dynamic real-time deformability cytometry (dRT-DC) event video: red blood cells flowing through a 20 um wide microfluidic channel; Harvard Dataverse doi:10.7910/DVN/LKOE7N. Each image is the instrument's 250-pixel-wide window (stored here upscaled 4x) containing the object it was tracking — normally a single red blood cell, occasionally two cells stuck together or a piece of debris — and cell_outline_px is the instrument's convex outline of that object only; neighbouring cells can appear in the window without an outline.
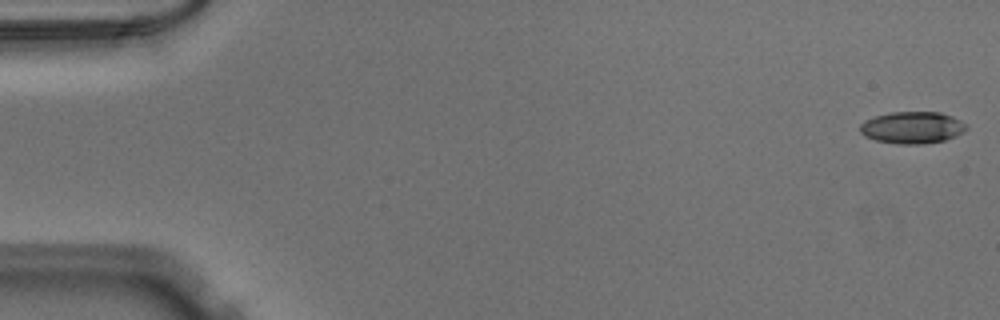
{"species": "Egyptian fruit bat (a non-hibernating species)", "species_latin": "Rousettus aegyptiacus", "temperature_condition": "warm", "stored_images_in_passage": 51, "camera_frame_rate_fps": 3000, "um_per_image_px": 0.085, "animal": {"sex": "male"}, "frame": {"image": 1, "passage_image": 1, "time_ms": 0.0, "image_size_px": [1000, 320], "cell_outline_px": [[968, 128], [964, 132], [956, 136], [944, 140], [924, 144], [896, 144], [876, 140], [864, 136], [860, 132], [860, 124], [864, 120], [876, 116], [892, 112], [940, 112], [952, 116], [968, 124]], "centroid_in_image_um": [77.56, 10.84], "position_along_channel_um": 7.4, "area_um2": 19.94}}
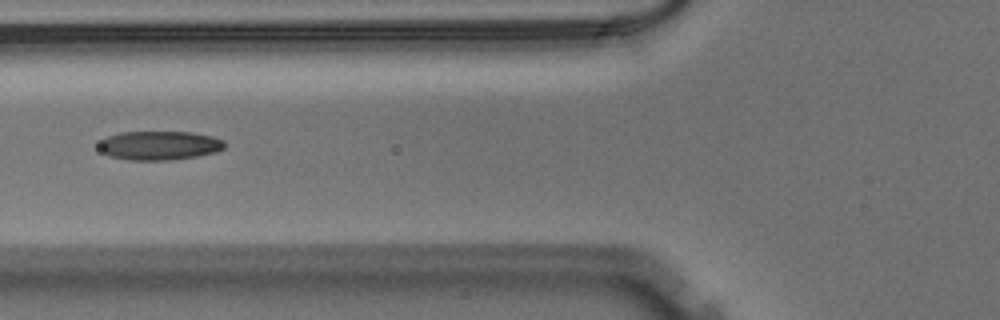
{"frame": {"image": 2, "passage_image": 20, "time_ms": 6.333, "image_size_px": [1000, 320], "cell_outline_px": [[228, 144], [224, 148], [216, 152], [196, 156], [172, 160], [128, 160], [108, 156], [100, 148], [100, 140], [108, 136], [120, 132], [192, 132], [212, 136], [224, 140]], "centroid_in_image_um": [13.58, 12.36], "position_along_channel_um": 112.2, "area_um2": 21.33}}
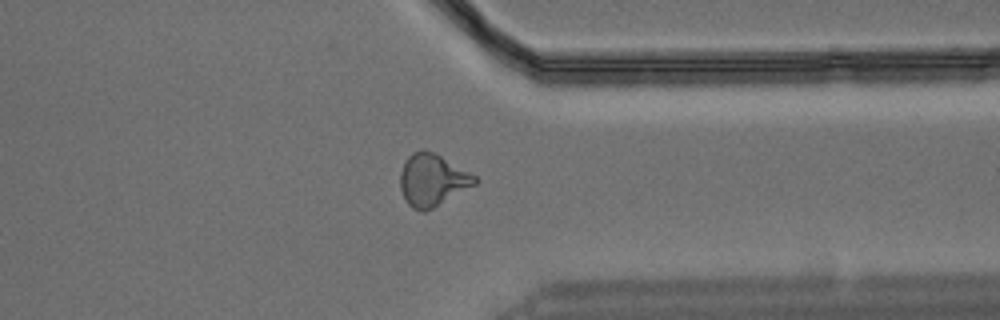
{"frame": {"image": 3, "passage_image": 40, "time_ms": 13.0, "image_size_px": [1000, 320], "cell_outline_px": [[480, 180], [476, 184], [432, 208], [424, 212], [420, 212], [412, 208], [404, 200], [400, 188], [400, 172], [408, 156], [412, 152], [424, 148], [436, 152], [476, 176]], "centroid_in_image_um": [36.74, 15.28], "position_along_channel_um": 374.7, "area_um2": 22.89}}